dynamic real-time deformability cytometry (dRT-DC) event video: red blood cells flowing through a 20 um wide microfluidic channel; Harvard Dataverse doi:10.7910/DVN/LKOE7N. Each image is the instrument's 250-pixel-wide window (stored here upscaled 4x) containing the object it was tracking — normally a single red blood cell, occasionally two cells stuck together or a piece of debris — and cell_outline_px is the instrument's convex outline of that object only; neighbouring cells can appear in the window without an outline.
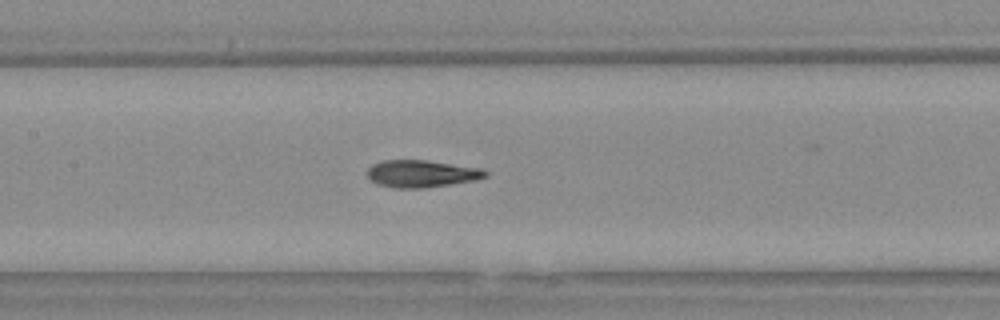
{"species": "Egyptian fruit bat (a non-hibernating species)", "species_latin": "Rousettus aegyptiacus", "temperature_condition": "warm", "stored_images_in_passage": 24, "camera_frame_rate_fps": 3000, "um_per_image_px": 0.085, "animal": {"sex": "female"}, "frame": {"image": 1, "passage_image": 8, "time_ms": 2.333, "image_size_px": [1000, 320], "cell_outline_px": [[488, 176], [476, 180], [420, 188], [396, 188], [380, 184], [372, 180], [368, 176], [368, 168], [372, 164], [380, 160], [428, 160], [484, 168], [488, 172]], "centroid_in_image_um": [35.88, 14.74], "position_along_channel_um": 171.5, "area_um2": 18.73}}